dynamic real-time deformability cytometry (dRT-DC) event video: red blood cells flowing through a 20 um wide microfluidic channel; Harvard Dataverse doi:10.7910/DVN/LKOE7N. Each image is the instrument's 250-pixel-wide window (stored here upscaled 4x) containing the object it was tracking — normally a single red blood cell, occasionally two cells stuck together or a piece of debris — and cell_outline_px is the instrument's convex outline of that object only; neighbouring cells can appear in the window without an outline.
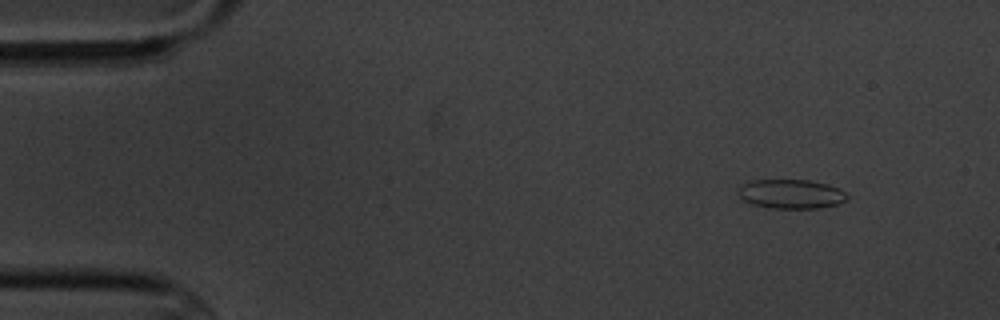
{"species": "common noctule bat (a hibernating species)", "species_latin": "Nyctalus noctula", "temperature_condition": "cold", "stored_images_in_passage": 4, "camera_frame_rate_fps": 3000, "um_per_image_px": 0.085, "animal": {"sex": "male", "body_mass_g": 20.1, "forearm_length_mm": 53.5}, "frame": {"image": 1, "passage_image": 1, "time_ms": 0.0, "image_size_px": [1000, 320], "cell_outline_px": [[848, 200], [840, 204], [820, 208], [772, 208], [752, 204], [744, 200], [740, 196], [740, 184], [752, 180], [808, 180], [828, 184], [840, 188], [848, 196]], "centroid_in_image_um": [67.29, 16.49], "position_along_channel_um": 17.7, "area_um2": 18.61}}
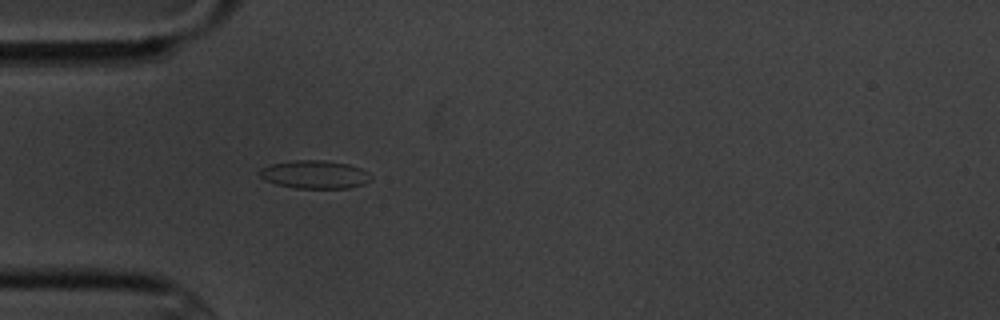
{"frame": {"image": 2, "passage_image": 4, "time_ms": 3.667, "image_size_px": [1000, 320], "cell_outline_px": [[372, 180], [364, 184], [348, 188], [296, 188], [276, 184], [264, 180], [260, 176], [260, 168], [268, 164], [296, 160], [324, 160], [348, 164], [360, 168], [368, 172], [372, 176]], "centroid_in_image_um": [26.75, 14.83], "position_along_channel_um": 58.2, "area_um2": 18.38}}